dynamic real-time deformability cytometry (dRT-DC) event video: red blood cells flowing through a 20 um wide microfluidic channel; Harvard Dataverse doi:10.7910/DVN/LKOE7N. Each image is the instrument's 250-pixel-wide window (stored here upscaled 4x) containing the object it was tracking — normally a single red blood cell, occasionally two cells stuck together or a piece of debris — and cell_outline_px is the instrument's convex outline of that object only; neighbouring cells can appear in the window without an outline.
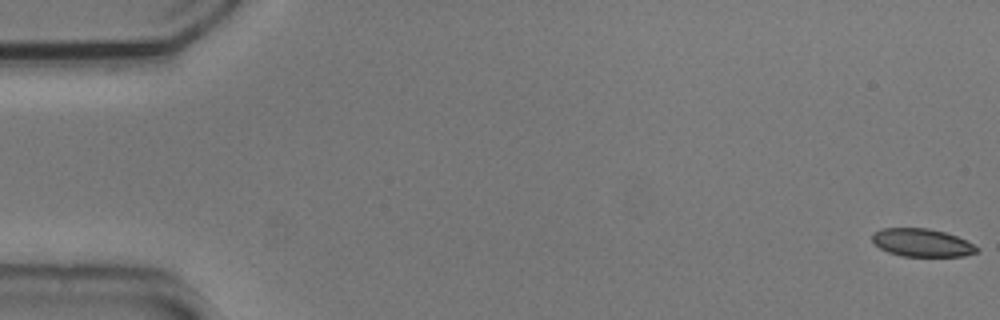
{"species": "common noctule bat (a hibernating species)", "species_latin": "Nyctalus noctula", "temperature_condition": "cold", "stored_images_in_passage": 19, "camera_frame_rate_fps": 3000, "um_per_image_px": 0.085, "animal": {"sex": "male", "body_mass_g": 20.5, "forearm_length_mm": 52.5}, "frame": {"image": 1, "passage_image": 1, "time_ms": 0.0, "image_size_px": [1000, 320], "cell_outline_px": [[980, 248], [976, 252], [964, 256], [900, 256], [888, 252], [880, 248], [872, 240], [872, 236], [880, 228], [928, 228], [944, 232], [956, 236]], "centroid_in_image_um": [78.35, 20.63], "position_along_channel_um": 6.6, "area_um2": 16.88}}
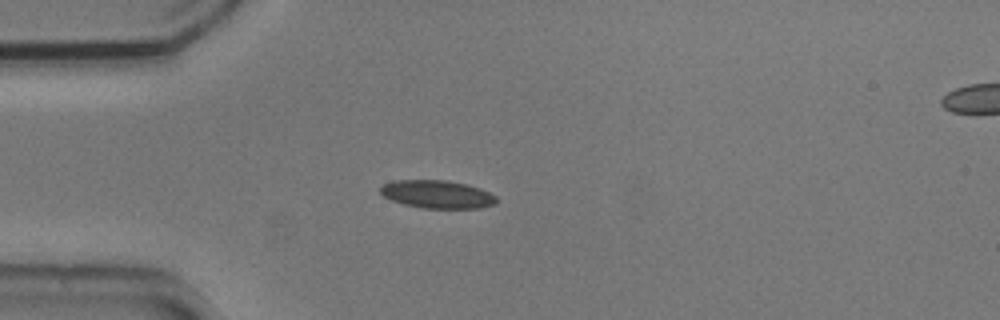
{"frame": {"image": 2, "passage_image": 15, "time_ms": 4.667, "image_size_px": [1000, 320], "cell_outline_px": [[496, 204], [480, 208], [424, 208], [404, 204], [392, 200], [384, 196], [380, 192], [380, 188], [384, 184], [392, 180], [448, 180], [468, 184], [480, 188], [496, 196]], "centroid_in_image_um": [37.18, 16.5], "position_along_channel_um": 47.8, "area_um2": 18.96}}